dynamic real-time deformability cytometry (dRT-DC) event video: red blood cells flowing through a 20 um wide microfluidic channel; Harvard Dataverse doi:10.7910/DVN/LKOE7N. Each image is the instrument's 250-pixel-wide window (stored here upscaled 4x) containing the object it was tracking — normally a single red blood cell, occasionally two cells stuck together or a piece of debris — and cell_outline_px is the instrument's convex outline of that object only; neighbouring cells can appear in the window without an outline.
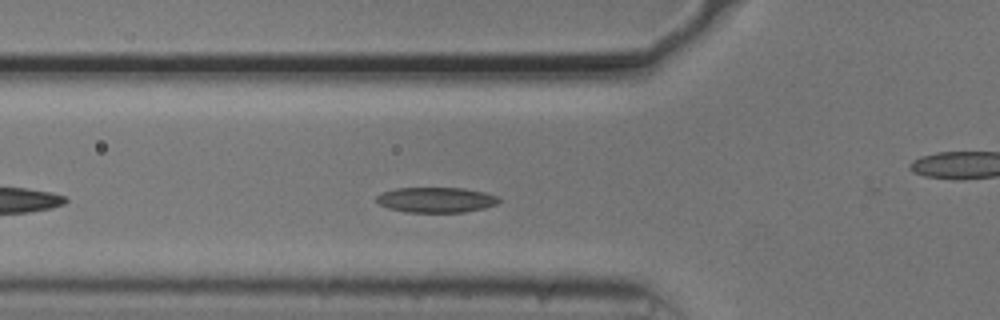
{"species": "common noctule bat (a hibernating species)", "species_latin": "Nyctalus noctula", "temperature_condition": "cold", "stored_images_in_passage": 33, "camera_frame_rate_fps": 3000, "um_per_image_px": 0.085, "animal": {"sex": "male", "body_mass_g": 20.5, "forearm_length_mm": 52.5}, "frame": {"image": 1, "passage_image": 7, "time_ms": 2.0, "image_size_px": [1000, 320], "cell_outline_px": [[500, 200], [496, 204], [484, 208], [464, 212], [408, 212], [388, 208], [380, 204], [376, 200], [376, 196], [380, 192], [396, 188], [464, 188], [484, 192], [500, 196]], "centroid_in_image_um": [37.07, 16.98], "position_along_channel_um": 88.7, "area_um2": 18.09}}
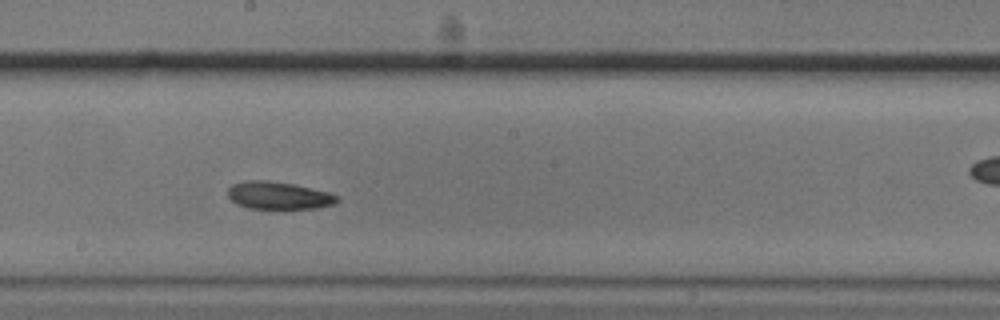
{"frame": {"image": 2, "passage_image": 18, "time_ms": 5.667, "image_size_px": [1000, 320], "cell_outline_px": [[340, 200], [332, 204], [316, 208], [248, 208], [236, 204], [228, 196], [228, 188], [232, 184], [244, 180], [264, 180], [292, 184], [328, 192], [336, 196]], "centroid_in_image_um": [23.62, 16.61], "position_along_channel_um": 224.6, "area_um2": 17.28}}
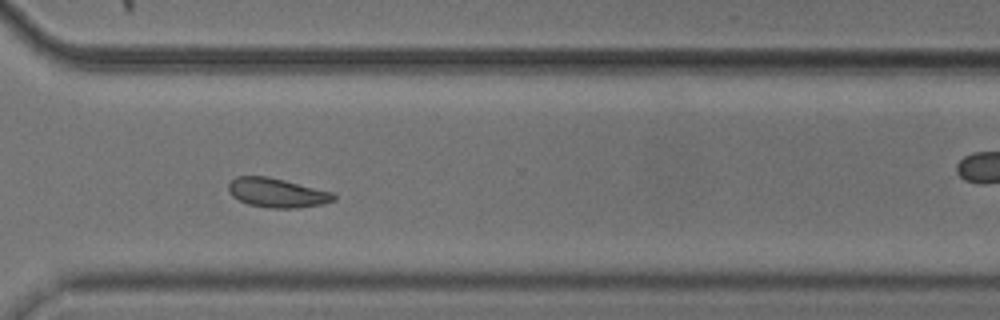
{"frame": {"image": 3, "passage_image": 28, "time_ms": 9.0, "image_size_px": [1000, 320], "cell_outline_px": [[336, 200], [324, 204], [300, 208], [268, 208], [248, 204], [232, 196], [228, 192], [228, 184], [236, 176], [268, 176], [332, 192], [336, 196]], "centroid_in_image_um": [23.55, 16.39], "position_along_channel_um": 347.1, "area_um2": 18.03}, "authors_computed_cell_mechanics": {"area_um2": 18.0914, "velocity_mm_per_s": 3.6836, "shape_relaxation_time_tau1_ms": 4.0838, "shape_relaxation_time_tau2_ms": 5.5173, "deformation_change_tau1": 0.0945, "deformation_change_tau2": 0.1017}}